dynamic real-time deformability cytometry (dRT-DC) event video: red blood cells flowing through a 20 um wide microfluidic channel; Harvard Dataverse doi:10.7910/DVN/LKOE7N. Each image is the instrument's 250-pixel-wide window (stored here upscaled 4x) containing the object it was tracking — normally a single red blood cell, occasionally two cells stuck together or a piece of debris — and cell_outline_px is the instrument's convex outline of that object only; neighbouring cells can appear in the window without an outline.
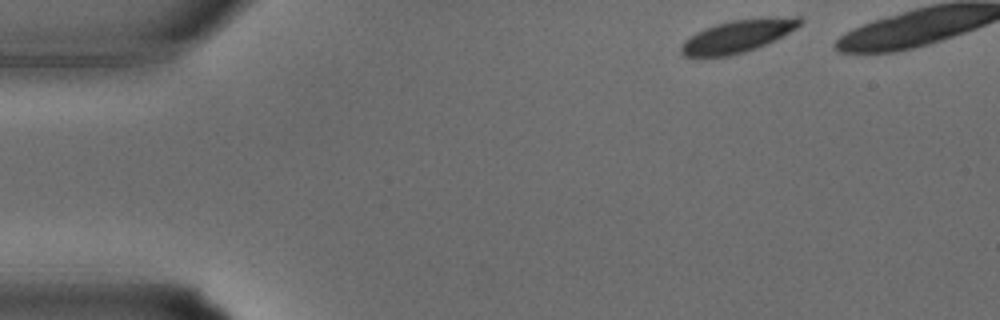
{"species": "common noctule bat (a hibernating species)", "species_latin": "Nyctalus noctula", "temperature_condition": "warm", "stored_images_in_passage": 25, "camera_frame_rate_fps": 3000, "um_per_image_px": 0.085, "animal": {"sex": "male", "body_mass_g": 15.6}, "frame": {"image": 1, "passage_image": 1, "time_ms": 0.0, "image_size_px": [1000, 320], "cell_outline_px": [[804, 20], [796, 28], [756, 48], [744, 52], [728, 56], [684, 56], [680, 52], [680, 48], [684, 40], [696, 32], [704, 28], [716, 24], [732, 20], [796, 16], [800, 16]], "centroid_in_image_um": [62.67, 3.07], "position_along_channel_um": 22.3, "area_um2": 22.08}}
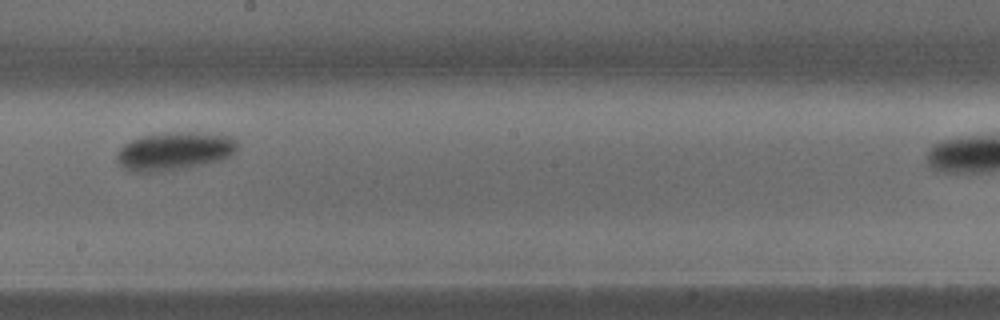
{"frame": {"image": 2, "passage_image": 16, "time_ms": 5.0, "image_size_px": [1000, 320], "cell_outline_px": [[236, 152], [224, 160], [184, 168], [152, 172], [136, 172], [124, 168], [116, 160], [116, 156], [120, 148], [124, 144], [132, 140], [144, 136], [164, 132], [200, 132], [232, 136], [236, 140]], "centroid_in_image_um": [14.86, 12.84], "position_along_channel_um": 233.3, "area_um2": 26.88}}
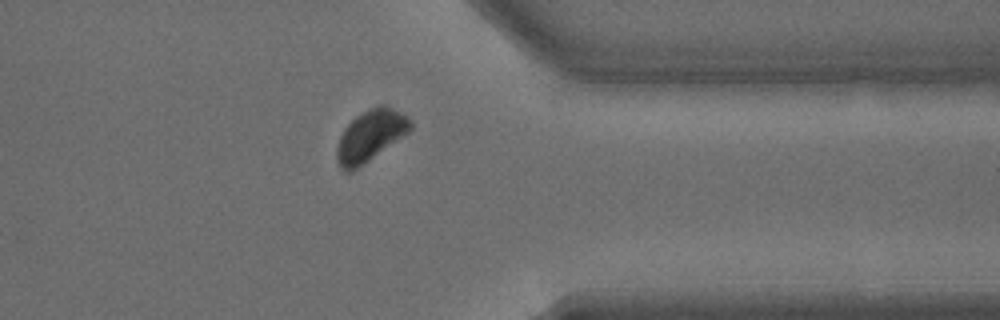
{"frame": {"image": 3, "passage_image": 24, "time_ms": 7.667, "image_size_px": [1000, 320], "cell_outline_px": [[412, 128], [408, 132], [352, 172], [344, 172], [340, 168], [336, 160], [336, 148], [340, 136], [344, 128], [360, 112], [368, 108], [380, 104], [384, 104], [408, 116], [412, 120]], "centroid_in_image_um": [31.46, 11.52], "position_along_channel_um": 379.9, "area_um2": 22.02}}